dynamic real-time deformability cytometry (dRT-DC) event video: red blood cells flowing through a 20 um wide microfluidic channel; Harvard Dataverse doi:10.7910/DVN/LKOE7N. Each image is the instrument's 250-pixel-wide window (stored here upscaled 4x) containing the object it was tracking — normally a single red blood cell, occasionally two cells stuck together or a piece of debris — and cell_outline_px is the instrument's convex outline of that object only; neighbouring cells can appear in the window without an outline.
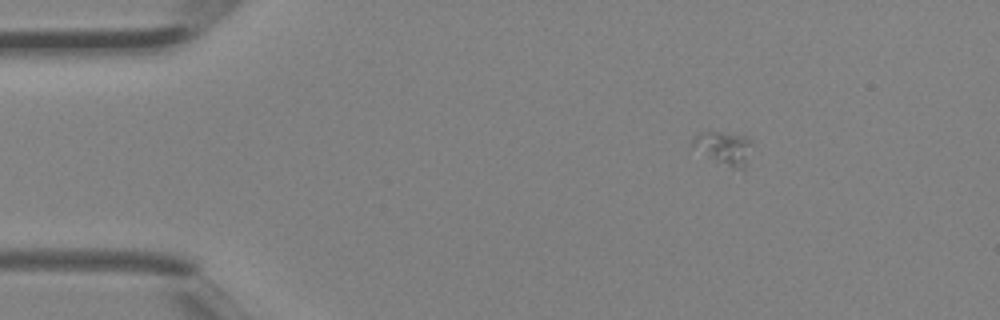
{"species": "Egyptian fruit bat (a non-hibernating species)", "species_latin": "Rousettus aegyptiacus", "temperature_condition": "room temperature", "stored_images_in_passage": 5, "segment_of_instrument_passage": [2, 2], "camera_frame_rate_fps": 3000, "um_per_image_px": 0.085, "animal": {"sex": "female"}, "frame": {"image": 1, "passage_image": 5, "time_ms": 1.333, "image_size_px": [1000, 320], "cell_outline_px": [[752, 144], [744, 172], [688, 152], [688, 148], [692, 140], [700, 132], [720, 132], [748, 136], [752, 140]], "centroid_in_image_um": [61.43, 12.63], "position_along_channel_um": 23.6, "area_um2": 12.48}}